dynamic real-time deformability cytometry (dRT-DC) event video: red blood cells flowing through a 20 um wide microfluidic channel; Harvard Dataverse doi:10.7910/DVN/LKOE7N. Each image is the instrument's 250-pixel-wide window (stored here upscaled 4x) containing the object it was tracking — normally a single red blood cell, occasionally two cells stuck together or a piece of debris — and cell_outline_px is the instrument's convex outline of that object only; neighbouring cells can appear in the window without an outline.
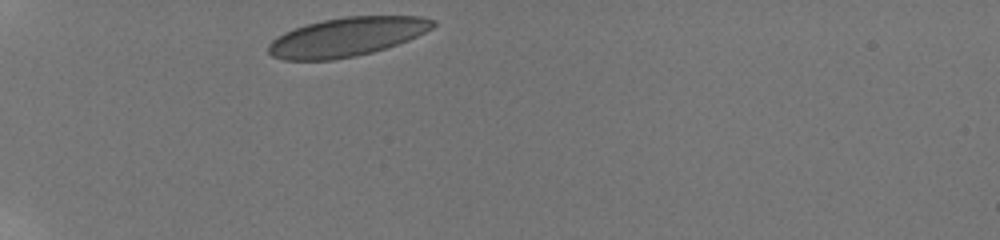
{"species": "human", "species_latin": "Homo sapiens", "temperature_condition": "room temperature", "stored_images_in_passage": 25, "camera_frame_rate_fps": 3000, "um_per_image_px": 0.085, "donor": {"sex": "male"}, "frame": {"image": 1, "passage_image": 1, "time_ms": 0.0, "image_size_px": [1000, 240], "cell_outline_px": [[436, 24], [432, 28], [408, 40], [372, 52], [356, 56], [332, 60], [284, 60], [272, 56], [268, 52], [268, 44], [272, 40], [284, 32], [308, 24], [324, 20], [344, 16], [420, 16], [436, 20]], "centroid_in_image_um": [29.47, 3.14], "position_along_channel_um": 55.5, "area_um2": 37.11}}
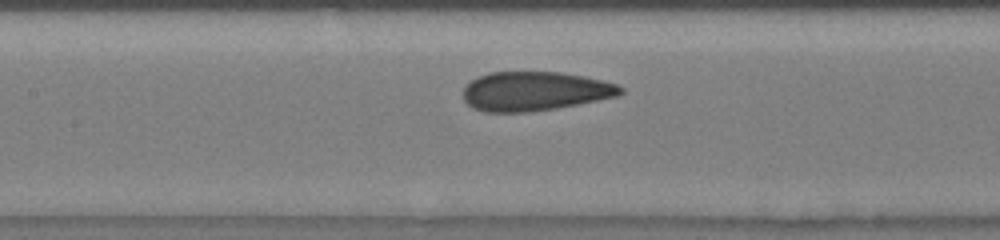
{"frame": {"image": 2, "passage_image": 13, "time_ms": 3.667, "image_size_px": [1000, 240], "cell_outline_px": [[624, 92], [616, 96], [556, 108], [528, 112], [484, 112], [472, 108], [464, 100], [464, 84], [468, 80], [476, 76], [488, 72], [560, 72], [584, 76], [616, 84], [624, 88]], "centroid_in_image_um": [45.38, 7.74], "position_along_channel_um": 162.0, "area_um2": 36.01}}
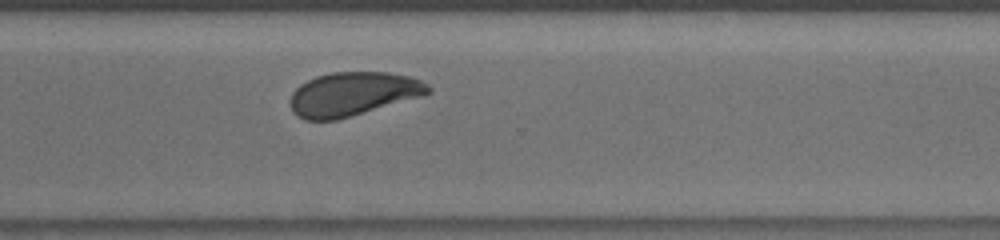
{"frame": {"image": 3, "passage_image": 25, "time_ms": 8.333, "image_size_px": [1000, 240], "cell_outline_px": [[432, 92], [424, 96], [336, 120], [304, 120], [296, 116], [292, 112], [292, 92], [300, 84], [316, 76], [332, 72], [388, 72], [412, 76], [428, 84], [432, 88]], "centroid_in_image_um": [30.04, 7.98], "position_along_channel_um": 340.6, "area_um2": 35.37}}